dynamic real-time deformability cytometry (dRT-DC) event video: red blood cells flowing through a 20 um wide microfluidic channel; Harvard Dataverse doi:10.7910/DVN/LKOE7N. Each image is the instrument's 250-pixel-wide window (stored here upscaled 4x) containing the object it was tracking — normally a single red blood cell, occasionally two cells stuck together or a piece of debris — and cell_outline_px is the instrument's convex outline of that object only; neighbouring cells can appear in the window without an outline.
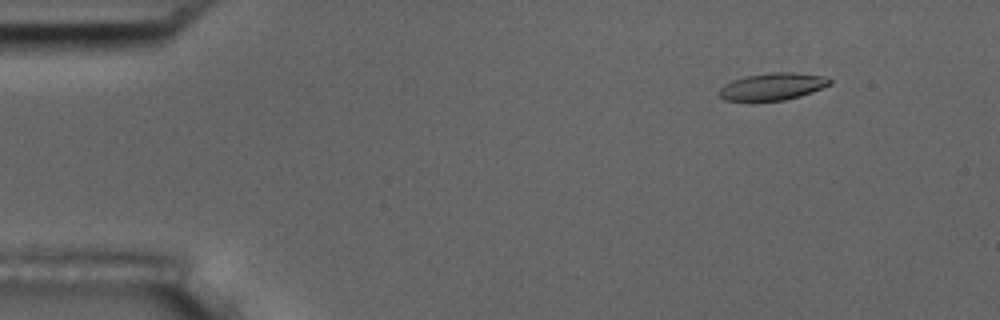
{"species": "common noctule bat (a hibernating species)", "species_latin": "Nyctalus noctula", "temperature_condition": "room temperature", "stored_images_in_passage": 4, "camera_frame_rate_fps": 3000, "um_per_image_px": 0.085, "animal": {"sex": "male", "body_mass_g": 17.5, "forearm_length_mm": 52.3}, "frame": {"image": 1, "passage_image": 1, "time_ms": 0.0, "image_size_px": [1000, 320], "cell_outline_px": [[832, 84], [812, 92], [800, 96], [784, 100], [752, 104], [724, 100], [716, 92], [724, 84], [732, 80], [744, 76], [768, 72], [796, 72], [828, 76], [832, 80]], "centroid_in_image_um": [65.62, 7.39], "position_along_channel_um": 19.4, "area_um2": 18.61}}
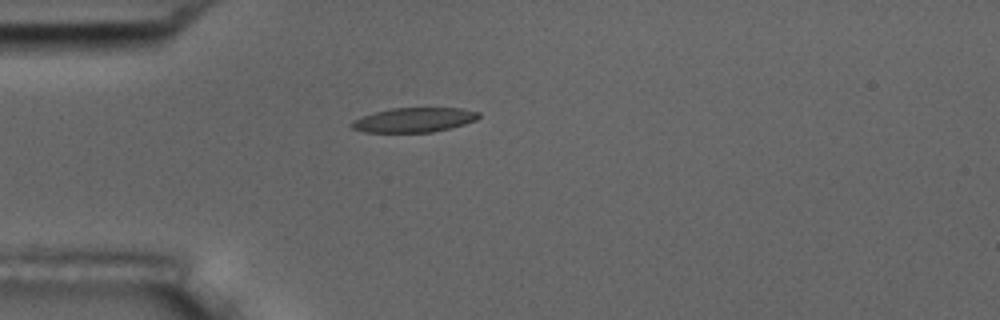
{"frame": {"image": 2, "passage_image": 3, "time_ms": 3.0, "image_size_px": [1000, 320], "cell_outline_px": [[480, 116], [476, 120], [464, 124], [432, 132], [364, 132], [352, 128], [348, 124], [352, 120], [360, 116], [392, 108], [464, 108], [480, 112]], "centroid_in_image_um": [35.17, 10.19], "position_along_channel_um": 49.8, "area_um2": 18.21}}